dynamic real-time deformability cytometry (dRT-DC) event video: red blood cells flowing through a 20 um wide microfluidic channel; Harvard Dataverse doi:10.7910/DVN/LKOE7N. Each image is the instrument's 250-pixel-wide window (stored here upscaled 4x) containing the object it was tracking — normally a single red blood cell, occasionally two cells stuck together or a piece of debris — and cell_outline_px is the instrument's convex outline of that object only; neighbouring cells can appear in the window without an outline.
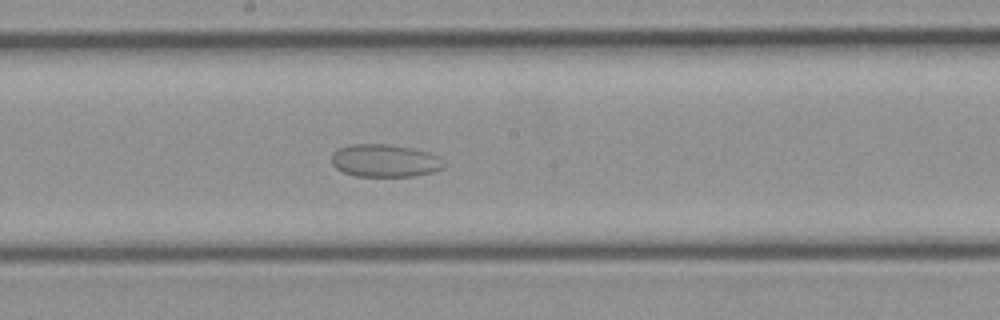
{"species": "common noctule bat (a hibernating species)", "species_latin": "Nyctalus noctula", "temperature_condition": "cold", "stored_images_in_passage": 23, "camera_frame_rate_fps": 3000, "um_per_image_px": 0.085, "animal": {"sex": "female", "body_mass_g": 21.9}, "frame": {"image": 1, "passage_image": 10, "time_ms": 3.0, "image_size_px": [1000, 320], "cell_outline_px": [[448, 164], [444, 168], [436, 172], [416, 176], [356, 176], [344, 172], [336, 168], [332, 164], [332, 152], [340, 148], [352, 144], [392, 144], [412, 148], [428, 152], [440, 156]], "centroid_in_image_um": [32.79, 13.66], "position_along_channel_um": 215.4, "area_um2": 21.79}}
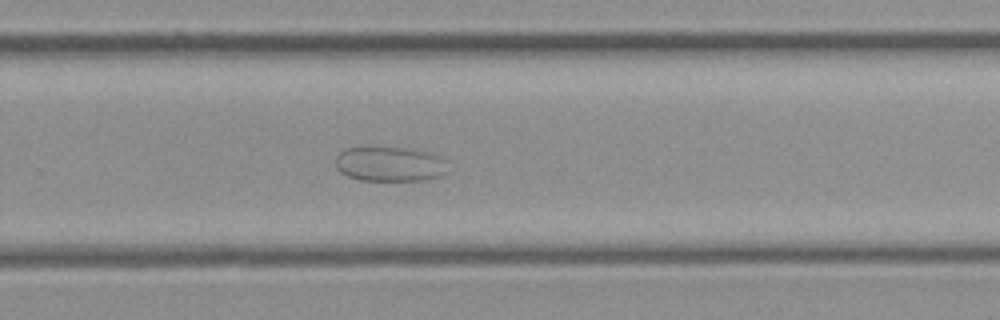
{"frame": {"image": 2, "passage_image": 14, "time_ms": 4.333, "image_size_px": [1000, 320], "cell_outline_px": [[448, 172], [440, 176], [424, 180], [360, 180], [348, 176], [340, 172], [336, 168], [336, 156], [344, 148], [368, 144], [408, 148], [432, 152], [444, 156], [448, 160]], "centroid_in_image_um": [33.16, 13.88], "position_along_channel_um": 296.6, "area_um2": 24.04}}